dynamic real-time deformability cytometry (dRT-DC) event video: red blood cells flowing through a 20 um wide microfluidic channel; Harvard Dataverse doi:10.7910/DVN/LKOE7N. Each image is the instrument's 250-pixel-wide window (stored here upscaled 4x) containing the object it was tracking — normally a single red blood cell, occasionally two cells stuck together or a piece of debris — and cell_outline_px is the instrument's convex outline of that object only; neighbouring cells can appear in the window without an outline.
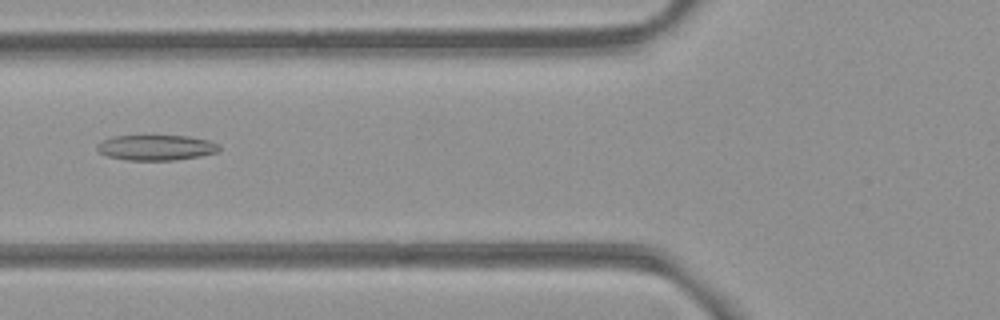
{"species": "common noctule bat (a hibernating species)", "species_latin": "Nyctalus noctula", "temperature_condition": "room temperature", "stored_images_in_passage": 37, "camera_frame_rate_fps": 3000, "um_per_image_px": 0.085, "animal": {"sex": "female", "body_mass_g": 21.9}, "frame": {"image": 1, "passage_image": 4, "time_ms": 1.0, "image_size_px": [1000, 320], "cell_outline_px": [[220, 148], [216, 152], [200, 156], [172, 160], [128, 160], [108, 156], [100, 152], [96, 148], [96, 144], [112, 136], [188, 136], [208, 140], [220, 144]], "centroid_in_image_um": [13.27, 12.54], "position_along_channel_um": 112.5, "area_um2": 17.92}}
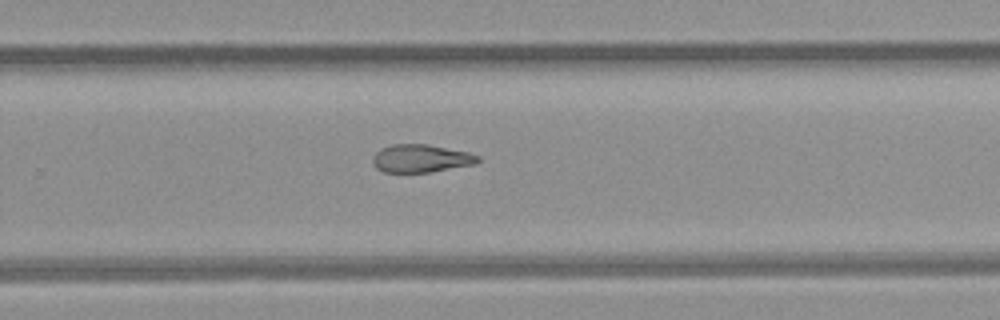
{"frame": {"image": 2, "passage_image": 18, "time_ms": 5.667, "image_size_px": [1000, 320], "cell_outline_px": [[480, 160], [476, 164], [428, 172], [384, 172], [376, 168], [372, 164], [372, 156], [380, 148], [392, 144], [428, 144], [468, 152], [480, 156]], "centroid_in_image_um": [35.76, 13.46], "position_along_channel_um": 294.0, "area_um2": 17.22}}
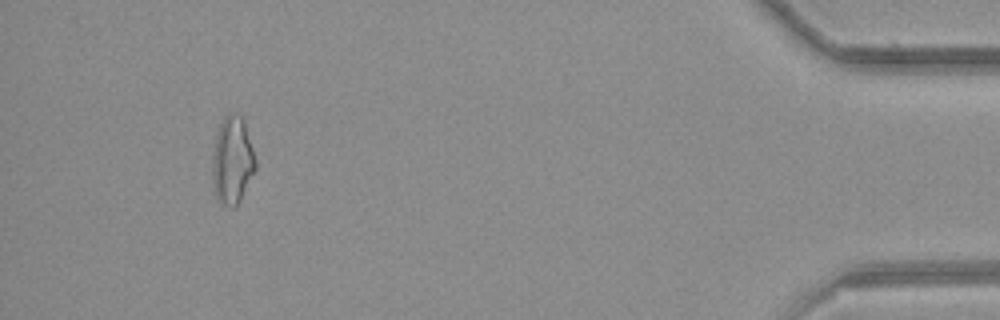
{"frame": {"image": 3, "passage_image": 33, "time_ms": 10.667, "image_size_px": [1000, 320], "cell_outline_px": [[256, 168], [240, 200], [232, 208], [224, 204], [216, 196], [212, 176], [212, 156], [216, 136], [220, 124], [224, 116], [228, 112], [232, 112], [240, 116], [244, 120], [256, 160]], "centroid_in_image_um": [19.75, 13.6], "position_along_channel_um": 415.5, "area_um2": 21.79}}